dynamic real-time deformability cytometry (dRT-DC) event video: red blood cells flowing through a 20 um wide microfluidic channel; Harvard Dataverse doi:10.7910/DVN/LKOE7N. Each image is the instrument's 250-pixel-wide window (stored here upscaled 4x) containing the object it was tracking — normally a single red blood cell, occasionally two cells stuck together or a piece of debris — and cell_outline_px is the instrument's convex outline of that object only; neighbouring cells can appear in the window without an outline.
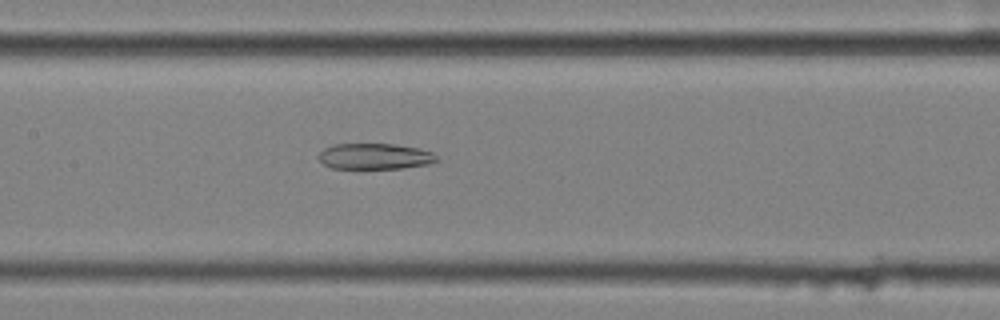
{"species": "common noctule bat (a hibernating species)", "species_latin": "Nyctalus noctula", "temperature_condition": "cold", "stored_images_in_passage": 57, "segment_of_instrument_passage": [2, 2], "camera_frame_rate_fps": 3000, "um_per_image_px": 0.085, "animal": {"sex": "female", "body_mass_g": 25.1}, "frame": {"image": 1, "passage_image": 28, "time_ms": 9.0, "image_size_px": [1000, 320], "cell_outline_px": [[440, 160], [428, 164], [404, 168], [332, 168], [324, 164], [316, 156], [324, 148], [336, 144], [396, 144], [420, 148], [432, 152]], "centroid_in_image_um": [31.88, 13.28], "position_along_channel_um": 175.5, "area_um2": 17.86}}
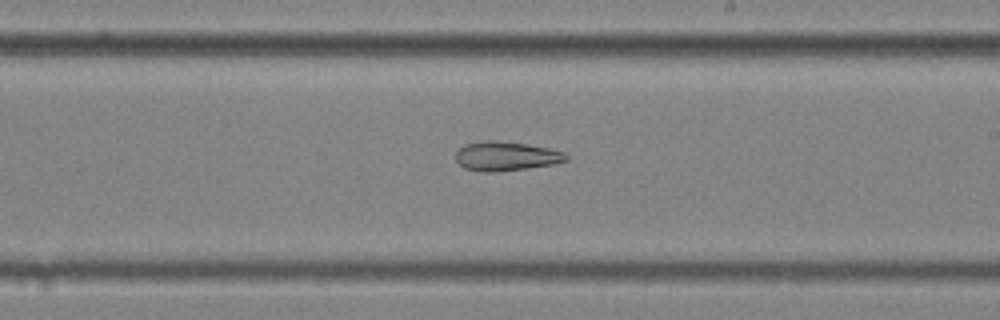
{"frame": {"image": 2, "passage_image": 34, "time_ms": 11.0, "image_size_px": [1000, 320], "cell_outline_px": [[568, 160], [552, 164], [496, 172], [484, 172], [464, 168], [456, 160], [456, 152], [464, 144], [484, 140], [492, 140], [524, 144], [548, 148], [564, 152], [568, 156]], "centroid_in_image_um": [42.98, 13.27], "position_along_channel_um": 246.0, "area_um2": 18.55}}
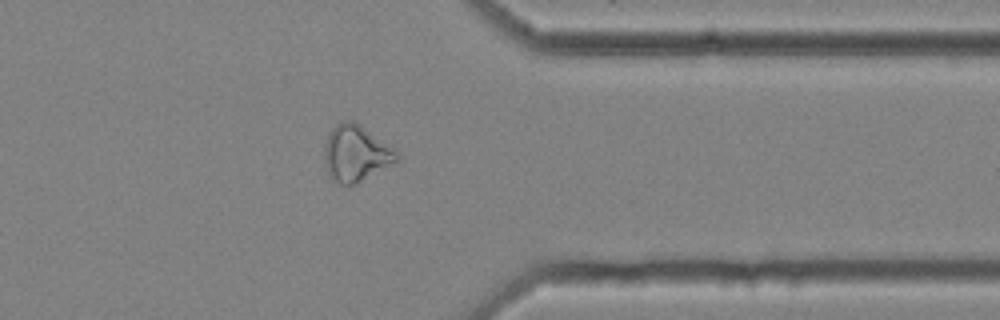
{"frame": {"image": 3, "passage_image": 46, "time_ms": 15.0, "image_size_px": [1000, 320], "cell_outline_px": [[400, 160], [356, 184], [340, 184], [332, 180], [328, 176], [324, 164], [324, 144], [328, 132], [340, 120], [356, 120], [396, 148], [400, 152]], "centroid_in_image_um": [30.27, 13.0], "position_along_channel_um": 381.1, "area_um2": 24.68}}